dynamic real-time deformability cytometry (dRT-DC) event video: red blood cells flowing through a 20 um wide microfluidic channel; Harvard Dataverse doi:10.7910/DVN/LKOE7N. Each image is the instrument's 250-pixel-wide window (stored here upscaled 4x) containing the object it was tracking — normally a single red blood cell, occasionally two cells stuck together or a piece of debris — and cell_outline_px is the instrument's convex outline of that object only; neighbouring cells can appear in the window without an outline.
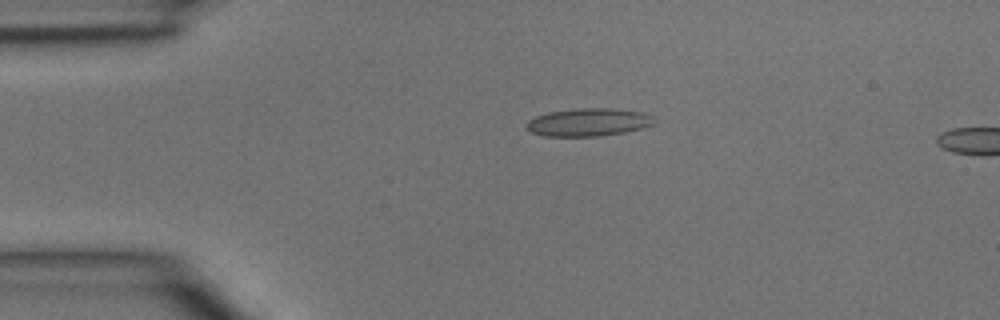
{"species": "common noctule bat (a hibernating species)", "species_latin": "Nyctalus noctula", "temperature_condition": "room temperature", "stored_images_in_passage": 2, "camera_frame_rate_fps": 3000, "um_per_image_px": 0.085, "animal": {"sex": "male", "body_mass_g": 15.6}, "frame": {"image": 1, "passage_image": 1, "time_ms": 0.0, "image_size_px": [1000, 320], "cell_outline_px": [[656, 124], [624, 132], [600, 136], [544, 136], [532, 132], [524, 124], [528, 120], [536, 116], [548, 112], [576, 108], [612, 108], [640, 112], [652, 116]], "centroid_in_image_um": [49.99, 10.38], "position_along_channel_um": 35.0, "area_um2": 20.69}}